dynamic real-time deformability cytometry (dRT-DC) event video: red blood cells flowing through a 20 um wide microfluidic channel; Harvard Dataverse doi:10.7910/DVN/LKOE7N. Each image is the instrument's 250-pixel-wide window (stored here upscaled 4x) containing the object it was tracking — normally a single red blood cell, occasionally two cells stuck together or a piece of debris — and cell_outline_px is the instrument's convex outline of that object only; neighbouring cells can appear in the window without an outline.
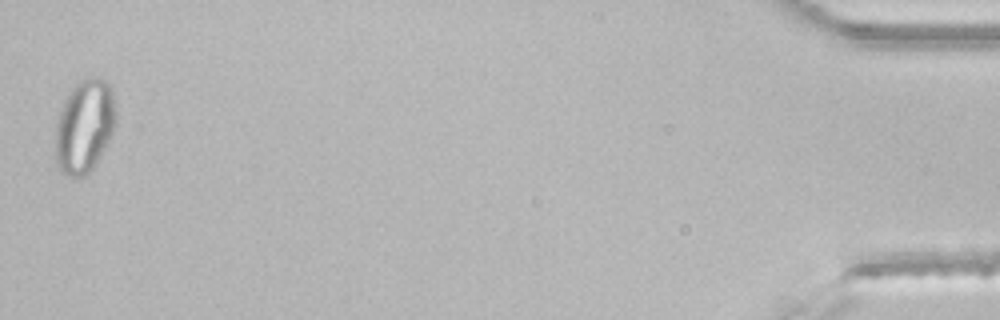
{"species": "common noctule bat (a hibernating species)", "species_latin": "Nyctalus noctula", "temperature_condition": "room temperature", "stored_images_in_passage": 41, "segment_of_instrument_passage": [2, 2], "camera_frame_rate_fps": 3000, "um_per_image_px": 0.085, "animal": {"sex": "male", "body_mass_g": 21.5, "forearm_length_mm": 52.0}, "frame": {"image": 1, "passage_image": 41, "time_ms": 13.333, "image_size_px": [1000, 320], "cell_outline_px": [[116, 124], [96, 164], [84, 176], [76, 180], [60, 172], [56, 164], [56, 124], [64, 100], [72, 88], [84, 76], [96, 76], [104, 80], [112, 88], [116, 108]], "centroid_in_image_um": [7.18, 10.73], "position_along_channel_um": 428.0, "area_um2": 33.23}}